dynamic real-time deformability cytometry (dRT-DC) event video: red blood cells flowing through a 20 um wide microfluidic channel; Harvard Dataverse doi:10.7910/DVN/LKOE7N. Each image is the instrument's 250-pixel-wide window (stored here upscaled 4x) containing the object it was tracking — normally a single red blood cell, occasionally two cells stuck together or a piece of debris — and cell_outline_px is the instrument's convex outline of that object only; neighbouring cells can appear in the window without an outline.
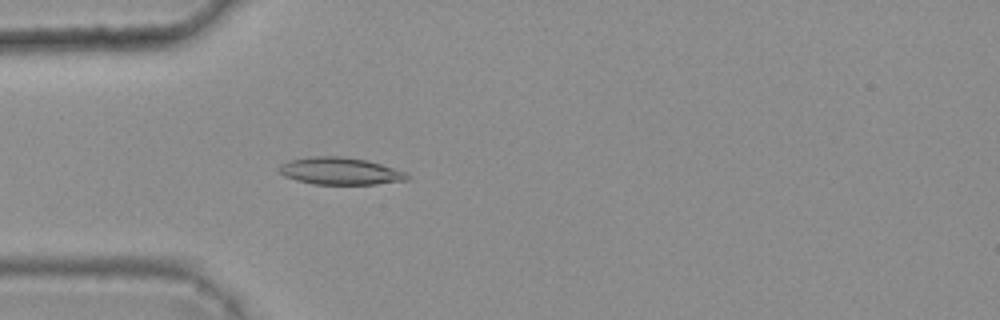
{"species": "common noctule bat (a hibernating species)", "species_latin": "Nyctalus noctula", "temperature_condition": "warm", "stored_images_in_passage": 1, "camera_frame_rate_fps": 3000, "um_per_image_px": 0.085, "animal": {"sex": "female", "body_mass_g": 25.1}, "frame": {"image": 1, "passage_image": 1, "time_ms": 0.0, "image_size_px": [1000, 320], "cell_outline_px": [[408, 180], [376, 184], [312, 184], [296, 180], [284, 176], [276, 168], [280, 164], [288, 160], [308, 156], [340, 156], [368, 160], [404, 172], [408, 176]], "centroid_in_image_um": [28.83, 14.53], "position_along_channel_um": 56.2, "area_um2": 20.35}}